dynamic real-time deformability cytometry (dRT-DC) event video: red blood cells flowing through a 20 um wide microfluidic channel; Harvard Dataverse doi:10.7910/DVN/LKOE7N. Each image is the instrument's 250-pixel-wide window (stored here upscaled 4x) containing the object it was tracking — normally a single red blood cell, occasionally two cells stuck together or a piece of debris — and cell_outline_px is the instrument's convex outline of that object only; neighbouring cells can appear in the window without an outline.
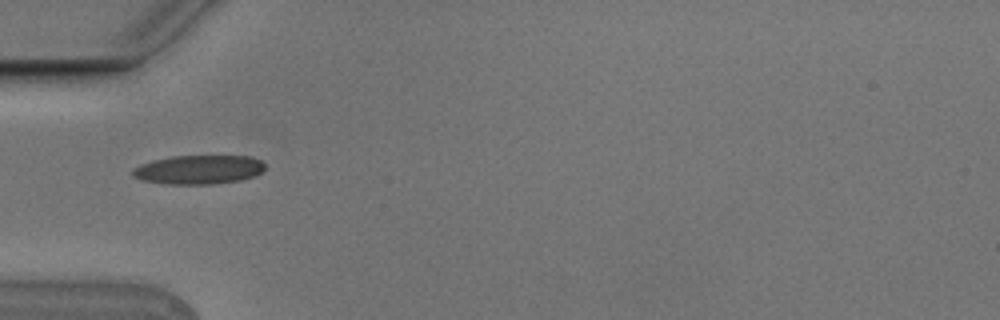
{"species": "Egyptian fruit bat (a non-hibernating species)", "species_latin": "Rousettus aegyptiacus", "temperature_condition": "cold", "stored_images_in_passage": 4, "camera_frame_rate_fps": 3000, "um_per_image_px": 0.085, "animal": {"sex": "male"}, "frame": {"image": 1, "passage_image": 1, "time_ms": 0.0, "image_size_px": [1000, 320], "cell_outline_px": [[264, 168], [256, 176], [240, 180], [216, 184], [164, 184], [140, 180], [132, 176], [132, 168], [140, 164], [152, 160], [172, 156], [248, 156], [260, 160], [264, 164]], "centroid_in_image_um": [16.84, 14.42], "position_along_channel_um": 68.2, "area_um2": 22.54}}
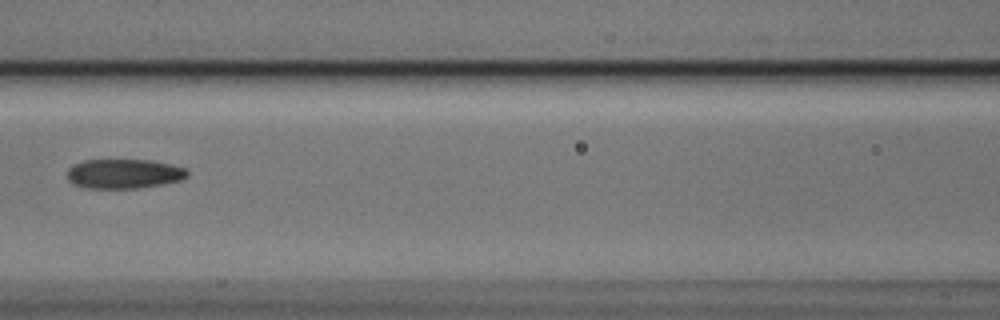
{"frame": {"image": 2, "passage_image": 3, "time_ms": 0.667, "image_size_px": [1000, 320], "cell_outline_px": [[188, 176], [180, 180], [164, 184], [140, 188], [84, 188], [68, 180], [68, 168], [84, 160], [152, 160], [172, 164], [188, 168]], "centroid_in_image_um": [10.59, 14.77], "position_along_channel_um": 156.0, "area_um2": 20.75}}
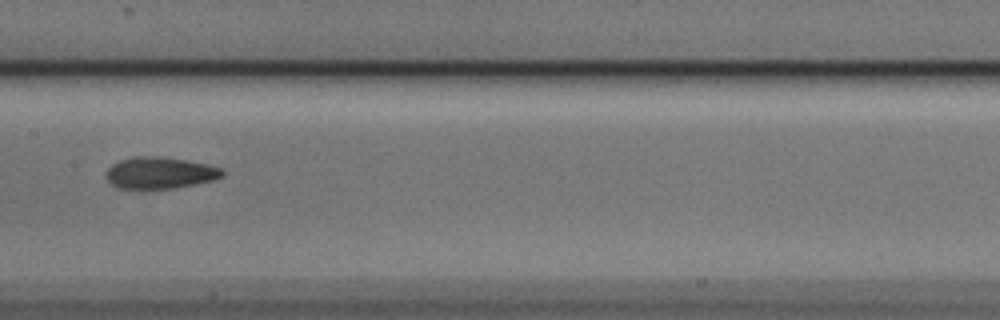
{"frame": {"image": 3, "passage_image": 4, "time_ms": 1.0, "image_size_px": [1000, 320], "cell_outline_px": [[224, 176], [212, 180], [172, 188], [120, 188], [112, 184], [108, 180], [108, 168], [112, 164], [120, 160], [132, 156], [156, 156], [188, 160], [208, 164], [220, 168], [224, 172]], "centroid_in_image_um": [13.61, 14.67], "position_along_channel_um": 193.8, "area_um2": 21.1}}